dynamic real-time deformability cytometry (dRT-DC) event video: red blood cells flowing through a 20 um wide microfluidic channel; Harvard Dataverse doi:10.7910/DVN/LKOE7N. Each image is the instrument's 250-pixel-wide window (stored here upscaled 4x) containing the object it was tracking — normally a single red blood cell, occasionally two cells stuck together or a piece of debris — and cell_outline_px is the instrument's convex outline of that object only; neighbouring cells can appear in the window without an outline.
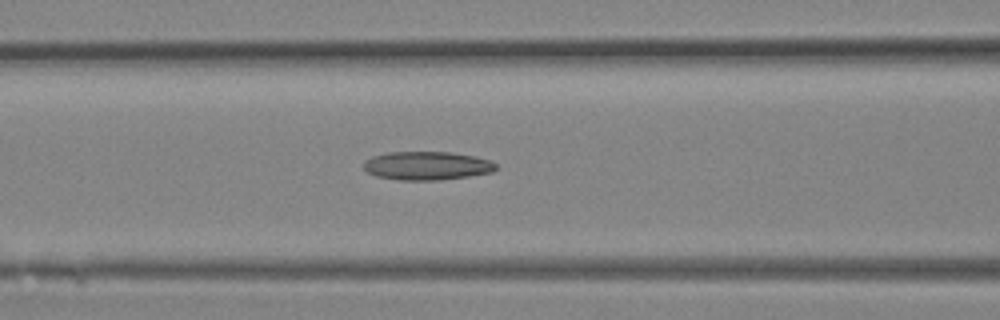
{"species": "Egyptian fruit bat (a non-hibernating species)", "species_latin": "Rousettus aegyptiacus", "temperature_condition": "room temperature", "stored_images_in_passage": 13, "camera_frame_rate_fps": 3000, "um_per_image_px": 0.085, "animal": {"sex": "female"}, "frame": {"image": 1, "passage_image": 11, "time_ms": 3.333, "image_size_px": [1000, 320], "cell_outline_px": [[496, 168], [492, 172], [468, 176], [440, 180], [400, 180], [376, 176], [368, 172], [364, 168], [364, 160], [372, 156], [388, 152], [452, 152], [476, 156], [492, 160], [496, 164]], "centroid_in_image_um": [36.3, 14.08], "position_along_channel_um": 130.3, "area_um2": 22.08}}
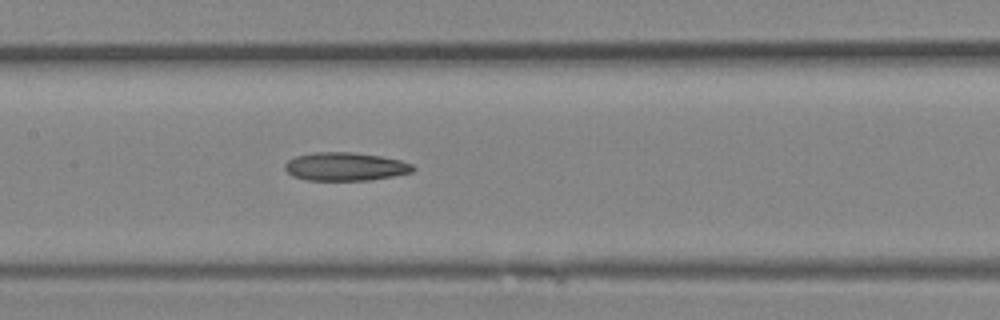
{"frame": {"image": 2, "passage_image": 13, "time_ms": 4.0, "image_size_px": [1000, 320], "cell_outline_px": [[416, 168], [412, 172], [372, 180], [308, 180], [292, 176], [284, 168], [284, 164], [288, 160], [296, 156], [312, 152], [352, 152], [380, 156], [400, 160], [412, 164]], "centroid_in_image_um": [29.34, 14.16], "position_along_channel_um": 178.1, "area_um2": 21.15}}